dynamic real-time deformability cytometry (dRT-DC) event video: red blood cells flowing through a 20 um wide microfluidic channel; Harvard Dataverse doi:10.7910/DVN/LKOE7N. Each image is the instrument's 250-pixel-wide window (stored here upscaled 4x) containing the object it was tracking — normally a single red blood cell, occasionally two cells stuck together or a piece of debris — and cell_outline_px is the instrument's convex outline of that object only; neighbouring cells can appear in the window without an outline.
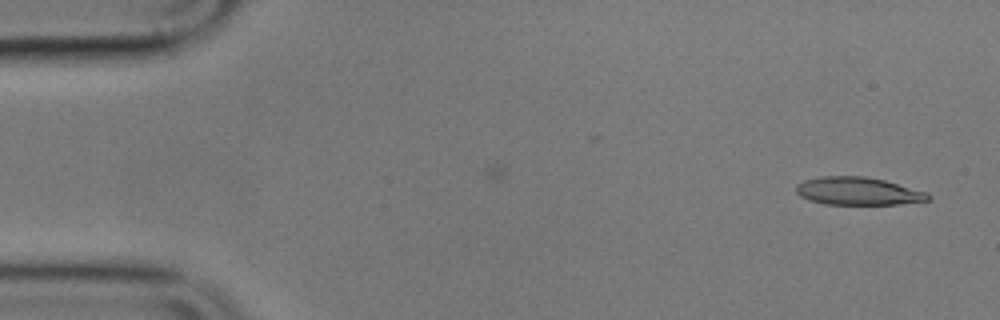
{"species": "common noctule bat (a hibernating species)", "species_latin": "Nyctalus noctula", "temperature_condition": "cold", "stored_images_in_passage": 3, "camera_frame_rate_fps": 3000, "um_per_image_px": 0.085, "animal": {"sex": "male", "body_mass_g": 17.9}, "frame": {"image": 1, "passage_image": 3, "time_ms": 2.333, "image_size_px": [1000, 320], "cell_outline_px": [[932, 200], [900, 204], [824, 204], [800, 196], [796, 192], [796, 184], [804, 180], [820, 176], [864, 176], [884, 180], [928, 192], [932, 196]], "centroid_in_image_um": [72.97, 16.24], "position_along_channel_um": 12.0, "area_um2": 21.5}}